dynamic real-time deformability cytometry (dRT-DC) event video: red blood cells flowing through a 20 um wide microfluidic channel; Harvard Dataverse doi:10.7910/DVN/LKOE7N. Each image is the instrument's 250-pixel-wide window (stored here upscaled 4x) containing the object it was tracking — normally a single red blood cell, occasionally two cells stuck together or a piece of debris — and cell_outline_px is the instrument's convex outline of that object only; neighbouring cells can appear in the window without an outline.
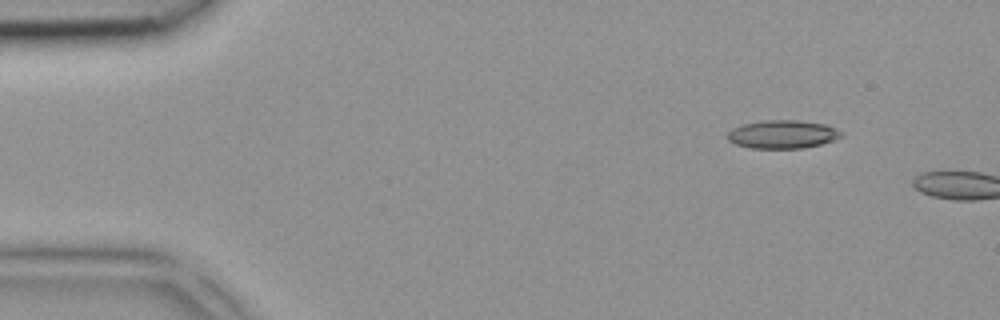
{"species": "common noctule bat (a hibernating species)", "species_latin": "Nyctalus noctula", "temperature_condition": "room temperature", "stored_images_in_passage": 2, "camera_frame_rate_fps": 3000, "um_per_image_px": 0.085, "animal": {"sex": "female", "body_mass_g": 18.4}, "frame": {"image": 1, "passage_image": 1, "time_ms": 0.0, "image_size_px": [1000, 320], "cell_outline_px": [[844, 136], [820, 144], [800, 148], [752, 148], [736, 144], [728, 140], [728, 132], [732, 128], [744, 124], [764, 120], [796, 120], [828, 124], [844, 132]], "centroid_in_image_um": [66.56, 11.4], "position_along_channel_um": 18.4, "area_um2": 18.73}}